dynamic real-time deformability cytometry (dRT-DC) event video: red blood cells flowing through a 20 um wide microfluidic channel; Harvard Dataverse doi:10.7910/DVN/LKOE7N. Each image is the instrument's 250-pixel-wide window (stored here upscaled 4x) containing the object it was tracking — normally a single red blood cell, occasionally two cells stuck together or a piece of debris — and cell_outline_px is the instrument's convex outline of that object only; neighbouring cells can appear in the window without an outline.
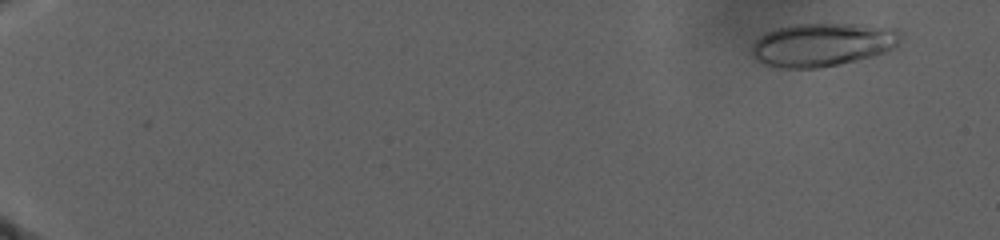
{"species": "human", "species_latin": "Homo sapiens", "temperature_condition": "warm", "stored_images_in_passage": 147, "camera_frame_rate_fps": 3000, "um_per_image_px": 0.085, "donor": {"sex": "male"}, "frame": {"image": 1, "passage_image": 12, "time_ms": 2.667, "image_size_px": [1000, 240], "cell_outline_px": [[904, 36], [896, 48], [876, 56], [840, 64], [820, 68], [780, 68], [764, 64], [756, 60], [752, 56], [752, 48], [756, 40], [760, 36], [776, 28], [792, 24], [856, 24], [900, 28], [904, 32]], "centroid_in_image_um": [70.01, 3.79], "position_along_channel_um": 15.0, "area_um2": 38.32}}
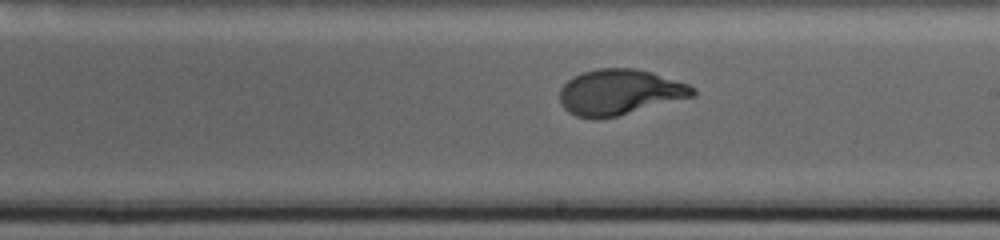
{"frame": {"image": 2, "passage_image": 116, "time_ms": 24.0, "image_size_px": [1000, 240], "cell_outline_px": [[696, 96], [600, 120], [596, 120], [576, 116], [568, 112], [560, 104], [560, 88], [572, 76], [596, 68], [636, 68], [652, 72], [688, 84], [696, 88]], "centroid_in_image_um": [52.66, 7.84], "position_along_channel_um": 236.3, "area_um2": 35.66}}
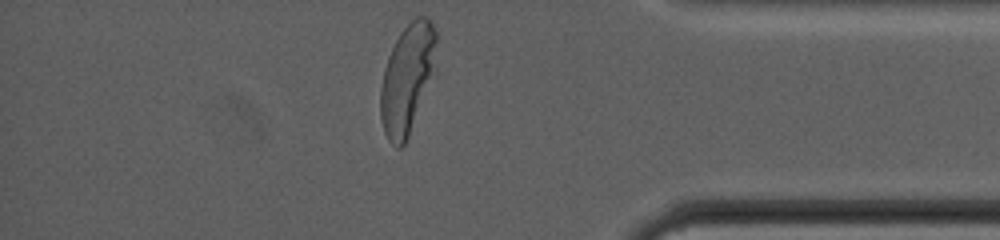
{"frame": {"image": 3, "passage_image": 146, "time_ms": 33.0, "image_size_px": [1000, 240], "cell_outline_px": [[436, 68], [408, 136], [404, 144], [400, 148], [396, 148], [388, 140], [384, 132], [380, 116], [380, 88], [384, 68], [388, 56], [400, 32], [416, 16], [428, 16], [432, 20], [436, 28]], "centroid_in_image_um": [34.62, 6.65], "position_along_channel_um": 400.6, "area_um2": 35.78}, "authors_computed_cell_mechanics": {"area_um2": 35.3158, "velocity_mm_per_s": 2.0055, "shape_relaxation_time_tau1_ms": 7.3052, "shape_relaxation_time_tau2_ms": null, "deformation_change_tau1": 0.2627, "deformation_change_tau2": null}}